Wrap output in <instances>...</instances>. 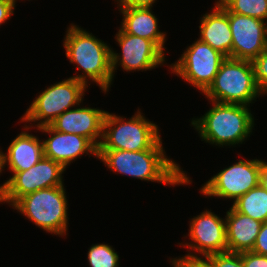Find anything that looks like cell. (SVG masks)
I'll return each mask as SVG.
<instances>
[{"label": "cell", "instance_id": "7c38bea8", "mask_svg": "<svg viewBox=\"0 0 267 267\" xmlns=\"http://www.w3.org/2000/svg\"><path fill=\"white\" fill-rule=\"evenodd\" d=\"M189 243H179V246L188 248L187 254L208 256L228 251L226 241V221L209 209L200 215L194 216L189 223ZM190 249V250H189ZM196 252V253H195Z\"/></svg>", "mask_w": 267, "mask_h": 267}, {"label": "cell", "instance_id": "7402d4cb", "mask_svg": "<svg viewBox=\"0 0 267 267\" xmlns=\"http://www.w3.org/2000/svg\"><path fill=\"white\" fill-rule=\"evenodd\" d=\"M87 260L90 267H119V255L109 244H93L88 249Z\"/></svg>", "mask_w": 267, "mask_h": 267}, {"label": "cell", "instance_id": "e0dca14e", "mask_svg": "<svg viewBox=\"0 0 267 267\" xmlns=\"http://www.w3.org/2000/svg\"><path fill=\"white\" fill-rule=\"evenodd\" d=\"M210 13L200 19V41L210 45L225 57L232 58V33L228 12L222 7L214 5Z\"/></svg>", "mask_w": 267, "mask_h": 267}, {"label": "cell", "instance_id": "3957f363", "mask_svg": "<svg viewBox=\"0 0 267 267\" xmlns=\"http://www.w3.org/2000/svg\"><path fill=\"white\" fill-rule=\"evenodd\" d=\"M210 102L213 107L191 121L202 141L224 148L242 144L250 137L255 125L250 106Z\"/></svg>", "mask_w": 267, "mask_h": 267}, {"label": "cell", "instance_id": "cb8c5ba5", "mask_svg": "<svg viewBox=\"0 0 267 267\" xmlns=\"http://www.w3.org/2000/svg\"><path fill=\"white\" fill-rule=\"evenodd\" d=\"M208 256L213 267H244L241 253L226 251Z\"/></svg>", "mask_w": 267, "mask_h": 267}, {"label": "cell", "instance_id": "4316f807", "mask_svg": "<svg viewBox=\"0 0 267 267\" xmlns=\"http://www.w3.org/2000/svg\"><path fill=\"white\" fill-rule=\"evenodd\" d=\"M253 253L267 256V221L263 222L252 249Z\"/></svg>", "mask_w": 267, "mask_h": 267}, {"label": "cell", "instance_id": "44dd1931", "mask_svg": "<svg viewBox=\"0 0 267 267\" xmlns=\"http://www.w3.org/2000/svg\"><path fill=\"white\" fill-rule=\"evenodd\" d=\"M222 7L227 12L254 17L267 22V0H229Z\"/></svg>", "mask_w": 267, "mask_h": 267}, {"label": "cell", "instance_id": "2e32d148", "mask_svg": "<svg viewBox=\"0 0 267 267\" xmlns=\"http://www.w3.org/2000/svg\"><path fill=\"white\" fill-rule=\"evenodd\" d=\"M23 128L25 131L12 140L6 153L0 149L2 171L6 165L11 172L26 171L44 157L43 142L37 136L26 132L30 127L25 125Z\"/></svg>", "mask_w": 267, "mask_h": 267}, {"label": "cell", "instance_id": "603a6c76", "mask_svg": "<svg viewBox=\"0 0 267 267\" xmlns=\"http://www.w3.org/2000/svg\"><path fill=\"white\" fill-rule=\"evenodd\" d=\"M260 96L267 95V49L251 61Z\"/></svg>", "mask_w": 267, "mask_h": 267}, {"label": "cell", "instance_id": "ffe728a7", "mask_svg": "<svg viewBox=\"0 0 267 267\" xmlns=\"http://www.w3.org/2000/svg\"><path fill=\"white\" fill-rule=\"evenodd\" d=\"M232 207L244 215L260 222L267 221V189L260 184L239 197Z\"/></svg>", "mask_w": 267, "mask_h": 267}, {"label": "cell", "instance_id": "f1b7e54d", "mask_svg": "<svg viewBox=\"0 0 267 267\" xmlns=\"http://www.w3.org/2000/svg\"><path fill=\"white\" fill-rule=\"evenodd\" d=\"M157 0H116L118 7H153Z\"/></svg>", "mask_w": 267, "mask_h": 267}, {"label": "cell", "instance_id": "d4e9b609", "mask_svg": "<svg viewBox=\"0 0 267 267\" xmlns=\"http://www.w3.org/2000/svg\"><path fill=\"white\" fill-rule=\"evenodd\" d=\"M171 260L170 263L173 267H213L209 256L201 257L200 255L186 254L183 257H176Z\"/></svg>", "mask_w": 267, "mask_h": 267}, {"label": "cell", "instance_id": "ba28073f", "mask_svg": "<svg viewBox=\"0 0 267 267\" xmlns=\"http://www.w3.org/2000/svg\"><path fill=\"white\" fill-rule=\"evenodd\" d=\"M226 57L199 39L186 47L179 60L170 65L172 73L204 93L214 81Z\"/></svg>", "mask_w": 267, "mask_h": 267}, {"label": "cell", "instance_id": "5bb4252c", "mask_svg": "<svg viewBox=\"0 0 267 267\" xmlns=\"http://www.w3.org/2000/svg\"><path fill=\"white\" fill-rule=\"evenodd\" d=\"M107 111L92 108L78 107L69 109L59 115L50 127L62 133L77 134L87 138L97 149L103 137V121Z\"/></svg>", "mask_w": 267, "mask_h": 267}, {"label": "cell", "instance_id": "8fae6325", "mask_svg": "<svg viewBox=\"0 0 267 267\" xmlns=\"http://www.w3.org/2000/svg\"><path fill=\"white\" fill-rule=\"evenodd\" d=\"M114 38L122 52L118 54L111 50L113 78L119 66L123 71L131 72L152 70L164 65L166 55L152 40L125 33L121 28Z\"/></svg>", "mask_w": 267, "mask_h": 267}, {"label": "cell", "instance_id": "6da1fadb", "mask_svg": "<svg viewBox=\"0 0 267 267\" xmlns=\"http://www.w3.org/2000/svg\"><path fill=\"white\" fill-rule=\"evenodd\" d=\"M165 153L161 138L152 148L142 151L98 149L97 158L109 170L122 176L173 187L191 184L187 173Z\"/></svg>", "mask_w": 267, "mask_h": 267}, {"label": "cell", "instance_id": "9a60e30c", "mask_svg": "<svg viewBox=\"0 0 267 267\" xmlns=\"http://www.w3.org/2000/svg\"><path fill=\"white\" fill-rule=\"evenodd\" d=\"M50 137L42 140L44 157L61 164L65 169L82 155L89 153L97 158L98 149L85 137L77 134L62 133L49 125L37 128Z\"/></svg>", "mask_w": 267, "mask_h": 267}, {"label": "cell", "instance_id": "ac0fdd59", "mask_svg": "<svg viewBox=\"0 0 267 267\" xmlns=\"http://www.w3.org/2000/svg\"><path fill=\"white\" fill-rule=\"evenodd\" d=\"M122 14L121 28L125 33L152 40L165 51L166 32L159 31L158 18L152 7H119Z\"/></svg>", "mask_w": 267, "mask_h": 267}, {"label": "cell", "instance_id": "4fadbf2b", "mask_svg": "<svg viewBox=\"0 0 267 267\" xmlns=\"http://www.w3.org/2000/svg\"><path fill=\"white\" fill-rule=\"evenodd\" d=\"M232 58L252 61L267 49V22L228 12Z\"/></svg>", "mask_w": 267, "mask_h": 267}, {"label": "cell", "instance_id": "f546056e", "mask_svg": "<svg viewBox=\"0 0 267 267\" xmlns=\"http://www.w3.org/2000/svg\"><path fill=\"white\" fill-rule=\"evenodd\" d=\"M260 185L267 189V162L261 159Z\"/></svg>", "mask_w": 267, "mask_h": 267}, {"label": "cell", "instance_id": "1f68e13d", "mask_svg": "<svg viewBox=\"0 0 267 267\" xmlns=\"http://www.w3.org/2000/svg\"><path fill=\"white\" fill-rule=\"evenodd\" d=\"M229 0H217L215 5L217 6H224Z\"/></svg>", "mask_w": 267, "mask_h": 267}, {"label": "cell", "instance_id": "30bf717a", "mask_svg": "<svg viewBox=\"0 0 267 267\" xmlns=\"http://www.w3.org/2000/svg\"><path fill=\"white\" fill-rule=\"evenodd\" d=\"M66 169L52 159L43 157L30 169L21 172H12L5 183L2 203L11 207L23 196L35 191L64 185L62 174Z\"/></svg>", "mask_w": 267, "mask_h": 267}, {"label": "cell", "instance_id": "484cf974", "mask_svg": "<svg viewBox=\"0 0 267 267\" xmlns=\"http://www.w3.org/2000/svg\"><path fill=\"white\" fill-rule=\"evenodd\" d=\"M244 267H267V256L253 253L252 251L241 252Z\"/></svg>", "mask_w": 267, "mask_h": 267}, {"label": "cell", "instance_id": "5b68a950", "mask_svg": "<svg viewBox=\"0 0 267 267\" xmlns=\"http://www.w3.org/2000/svg\"><path fill=\"white\" fill-rule=\"evenodd\" d=\"M64 185L41 189L21 197L12 207L36 226L59 237L68 231V200Z\"/></svg>", "mask_w": 267, "mask_h": 267}, {"label": "cell", "instance_id": "9c48e42d", "mask_svg": "<svg viewBox=\"0 0 267 267\" xmlns=\"http://www.w3.org/2000/svg\"><path fill=\"white\" fill-rule=\"evenodd\" d=\"M260 166L261 159L238 160L206 181L200 192L206 197L232 199L234 203L260 184Z\"/></svg>", "mask_w": 267, "mask_h": 267}, {"label": "cell", "instance_id": "83f0119b", "mask_svg": "<svg viewBox=\"0 0 267 267\" xmlns=\"http://www.w3.org/2000/svg\"><path fill=\"white\" fill-rule=\"evenodd\" d=\"M15 7L12 0H0V26L11 18Z\"/></svg>", "mask_w": 267, "mask_h": 267}, {"label": "cell", "instance_id": "4dcf8cb0", "mask_svg": "<svg viewBox=\"0 0 267 267\" xmlns=\"http://www.w3.org/2000/svg\"><path fill=\"white\" fill-rule=\"evenodd\" d=\"M2 173V164H1V154H0V174ZM4 191H5V183L2 185L0 184V203L2 204V199L4 196Z\"/></svg>", "mask_w": 267, "mask_h": 267}, {"label": "cell", "instance_id": "d6986e66", "mask_svg": "<svg viewBox=\"0 0 267 267\" xmlns=\"http://www.w3.org/2000/svg\"><path fill=\"white\" fill-rule=\"evenodd\" d=\"M225 221L228 251H252L262 222L237 212L232 206L226 211Z\"/></svg>", "mask_w": 267, "mask_h": 267}, {"label": "cell", "instance_id": "7a4b0ae2", "mask_svg": "<svg viewBox=\"0 0 267 267\" xmlns=\"http://www.w3.org/2000/svg\"><path fill=\"white\" fill-rule=\"evenodd\" d=\"M66 57L70 63L77 66L82 74L72 76L83 82L87 87L88 79L95 82L104 93L108 92L113 84L111 67V46L98 39L92 33L71 23L67 27L63 40Z\"/></svg>", "mask_w": 267, "mask_h": 267}, {"label": "cell", "instance_id": "277c9868", "mask_svg": "<svg viewBox=\"0 0 267 267\" xmlns=\"http://www.w3.org/2000/svg\"><path fill=\"white\" fill-rule=\"evenodd\" d=\"M209 101L250 106L260 93L251 61L226 57L214 81L203 93Z\"/></svg>", "mask_w": 267, "mask_h": 267}, {"label": "cell", "instance_id": "8992f818", "mask_svg": "<svg viewBox=\"0 0 267 267\" xmlns=\"http://www.w3.org/2000/svg\"><path fill=\"white\" fill-rule=\"evenodd\" d=\"M140 109L128 120L105 114L103 137L98 149L142 151L152 148L160 139L158 125L146 119Z\"/></svg>", "mask_w": 267, "mask_h": 267}, {"label": "cell", "instance_id": "52a82bcc", "mask_svg": "<svg viewBox=\"0 0 267 267\" xmlns=\"http://www.w3.org/2000/svg\"><path fill=\"white\" fill-rule=\"evenodd\" d=\"M87 86L73 77L48 86L39 93L30 104L24 115L20 118L22 122H33L28 127L39 128L50 125L59 115L65 111L77 107L84 100ZM39 121V122H38ZM37 123L35 125V123Z\"/></svg>", "mask_w": 267, "mask_h": 267}]
</instances>
